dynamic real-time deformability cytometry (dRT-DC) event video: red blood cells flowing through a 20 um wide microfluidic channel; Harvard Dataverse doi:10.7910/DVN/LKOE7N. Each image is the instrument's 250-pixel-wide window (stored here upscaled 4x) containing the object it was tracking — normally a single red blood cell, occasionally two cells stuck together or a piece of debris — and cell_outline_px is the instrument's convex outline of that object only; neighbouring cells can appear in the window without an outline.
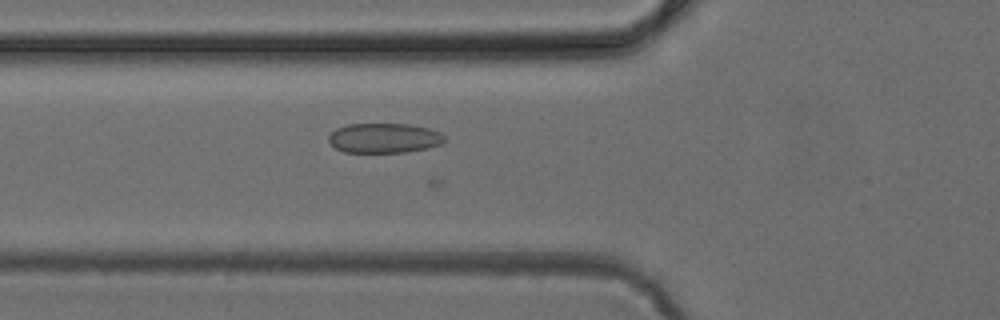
{"species": "common noctule bat (a hibernating species)", "species_latin": "Nyctalus noctula", "temperature_condition": "cold", "stored_images_in_passage": 9, "camera_frame_rate_fps": 3000, "um_per_image_px": 0.085, "animal": {"sex": "female", "body_mass_g": 24.6, "forearm_length_mm": 56.2}, "frame": {"image": 1, "passage_image": 2, "time_ms": 0.333, "image_size_px": [1000, 320], "cell_outline_px": [[444, 140], [440, 144], [428, 148], [404, 152], [344, 152], [336, 148], [328, 140], [328, 136], [336, 128], [348, 124], [408, 124], [428, 128], [440, 132], [444, 136]], "centroid_in_image_um": [32.64, 11.73], "position_along_channel_um": 93.2, "area_um2": 20.0}}